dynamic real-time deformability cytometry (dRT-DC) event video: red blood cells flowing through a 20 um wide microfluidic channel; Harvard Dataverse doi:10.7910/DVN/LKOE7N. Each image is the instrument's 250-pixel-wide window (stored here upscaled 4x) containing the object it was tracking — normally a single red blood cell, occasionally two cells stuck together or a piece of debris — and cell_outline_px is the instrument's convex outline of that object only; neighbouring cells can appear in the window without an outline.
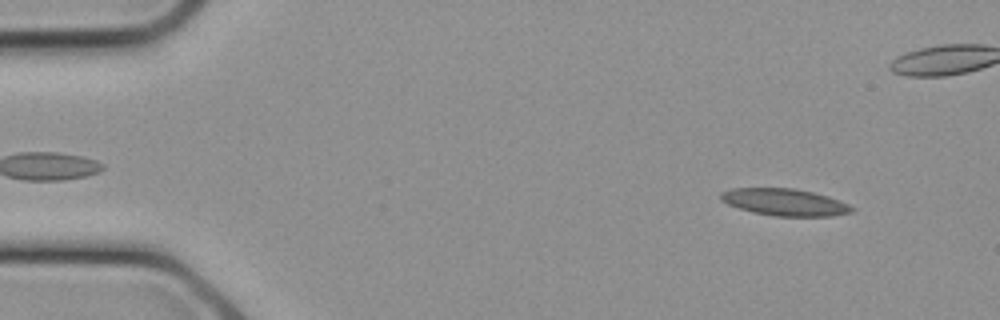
{"species": "common noctule bat (a hibernating species)", "species_latin": "Nyctalus noctula", "temperature_condition": "cold", "stored_images_in_passage": 10, "camera_frame_rate_fps": 3000, "um_per_image_px": 0.085, "animal": {"sex": "female", "body_mass_g": 21.9}, "frame": {"image": 1, "passage_image": 2, "time_ms": 0.333, "image_size_px": [1000, 320], "cell_outline_px": [[856, 208], [852, 212], [832, 216], [776, 216], [752, 212], [728, 204], [720, 200], [720, 192], [732, 188], [792, 188], [812, 192], [828, 196], [848, 204]], "centroid_in_image_um": [66.69, 17.18], "position_along_channel_um": 18.3, "area_um2": 20.58}}
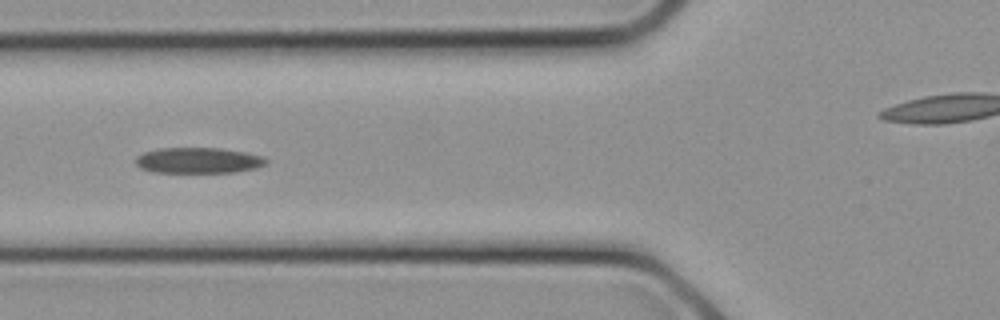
{"frame": {"image": 2, "passage_image": 9, "time_ms": 2.667, "image_size_px": [1000, 320], "cell_outline_px": [[268, 160], [264, 164], [256, 168], [232, 172], [152, 172], [140, 168], [136, 164], [136, 156], [144, 152], [160, 148], [220, 148], [244, 152], [264, 156]], "centroid_in_image_um": [16.84, 13.63], "position_along_channel_um": 109.0, "area_um2": 19.48}}